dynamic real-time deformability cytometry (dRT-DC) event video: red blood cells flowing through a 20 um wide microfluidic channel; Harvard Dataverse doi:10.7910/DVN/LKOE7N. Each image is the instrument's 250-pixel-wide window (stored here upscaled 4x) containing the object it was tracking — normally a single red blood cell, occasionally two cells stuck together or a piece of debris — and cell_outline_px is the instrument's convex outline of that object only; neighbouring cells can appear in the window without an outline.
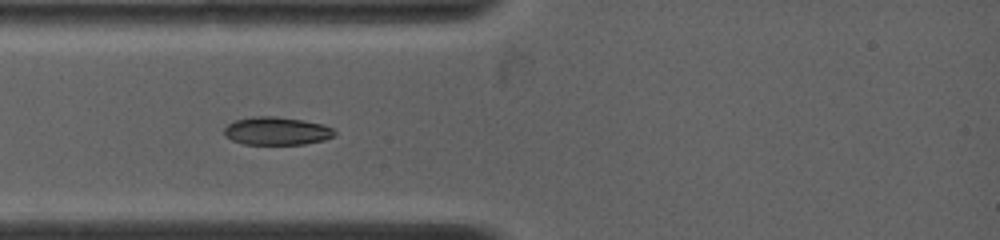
{"species": "common noctule bat (a hibernating species)", "species_latin": "Nyctalus noctula", "temperature_condition": "warm", "stored_images_in_passage": 22, "camera_frame_rate_fps": 4500, "um_per_image_px": 0.085, "animal": {"sex": "female", "body_mass_g": 19.0, "forearm_length_mm": 53.3}, "frame": {"image": 1, "passage_image": 4, "time_ms": 1.778, "image_size_px": [1000, 240], "cell_outline_px": [[336, 136], [324, 140], [304, 144], [244, 144], [232, 140], [224, 132], [224, 128], [228, 124], [236, 120], [260, 116], [272, 116], [300, 120], [320, 124], [332, 128], [336, 132]], "centroid_in_image_um": [23.54, 11.15], "position_along_channel_um": 61.5, "area_um2": 17.69}}
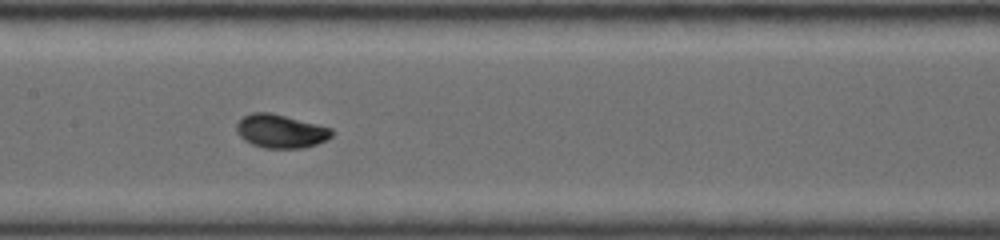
{"frame": {"image": 2, "passage_image": 9, "time_ms": 4.889, "image_size_px": [1000, 240], "cell_outline_px": [[332, 136], [328, 140], [304, 148], [264, 148], [252, 144], [244, 140], [240, 136], [236, 128], [236, 124], [244, 116], [252, 112], [268, 112], [332, 128]], "centroid_in_image_um": [23.86, 11.16], "position_along_channel_um": 183.5, "area_um2": 18.44}}
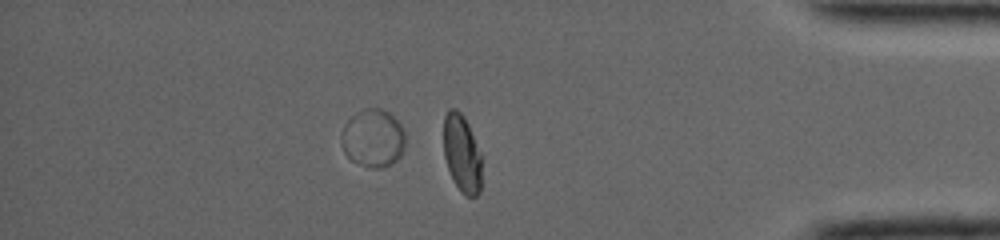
{"frame": {"image": 3, "passage_image": 19, "time_ms": 11.111, "image_size_px": [1000, 240], "cell_outline_px": [[480, 192], [476, 196], [464, 196], [460, 192], [452, 180], [444, 156], [444, 116], [448, 108], [456, 108], [464, 116], [480, 152]], "centroid_in_image_um": [39.24, 13.05], "position_along_channel_um": 396.0, "area_um2": 17.22}, "authors_computed_cell_mechanics": {"area_um2": 17.8891, "velocity_mm_per_s": 3.9186, "shape_relaxation_time_tau1_ms": 3.4285, "shape_relaxation_time_tau2_ms": null, "deformation_change_tau1": 0.1465, "deformation_change_tau2": null}}